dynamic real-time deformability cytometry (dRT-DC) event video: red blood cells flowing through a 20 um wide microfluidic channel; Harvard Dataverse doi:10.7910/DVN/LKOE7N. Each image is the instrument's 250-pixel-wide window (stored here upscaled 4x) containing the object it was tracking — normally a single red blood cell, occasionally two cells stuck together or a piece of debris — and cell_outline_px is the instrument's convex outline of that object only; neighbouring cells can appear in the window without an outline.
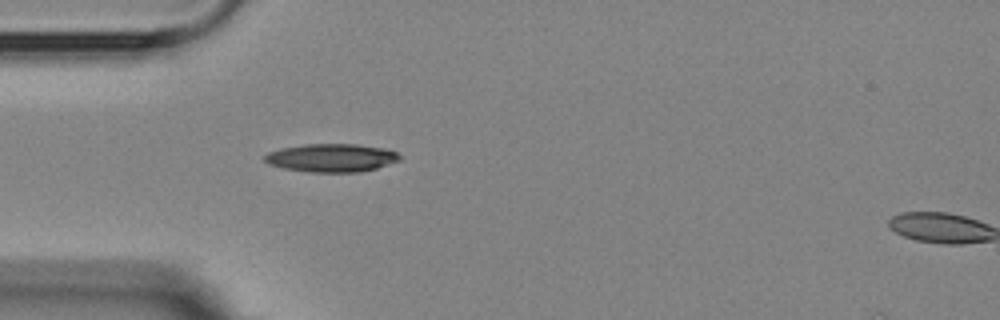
{"species": "Egyptian fruit bat (a non-hibernating species)", "species_latin": "Rousettus aegyptiacus", "temperature_condition": "room temperature", "stored_images_in_passage": 2, "camera_frame_rate_fps": 3000, "um_per_image_px": 0.085, "animal": {"sex": "female"}, "frame": {"image": 1, "passage_image": 1, "time_ms": 0.0, "image_size_px": [1000, 320], "cell_outline_px": [[400, 160], [376, 168], [360, 172], [312, 172], [284, 168], [268, 164], [264, 160], [264, 156], [268, 152], [280, 148], [304, 144], [356, 144], [384, 148], [396, 152], [400, 156]], "centroid_in_image_um": [28.15, 13.41], "position_along_channel_um": 56.8, "area_um2": 22.14}}